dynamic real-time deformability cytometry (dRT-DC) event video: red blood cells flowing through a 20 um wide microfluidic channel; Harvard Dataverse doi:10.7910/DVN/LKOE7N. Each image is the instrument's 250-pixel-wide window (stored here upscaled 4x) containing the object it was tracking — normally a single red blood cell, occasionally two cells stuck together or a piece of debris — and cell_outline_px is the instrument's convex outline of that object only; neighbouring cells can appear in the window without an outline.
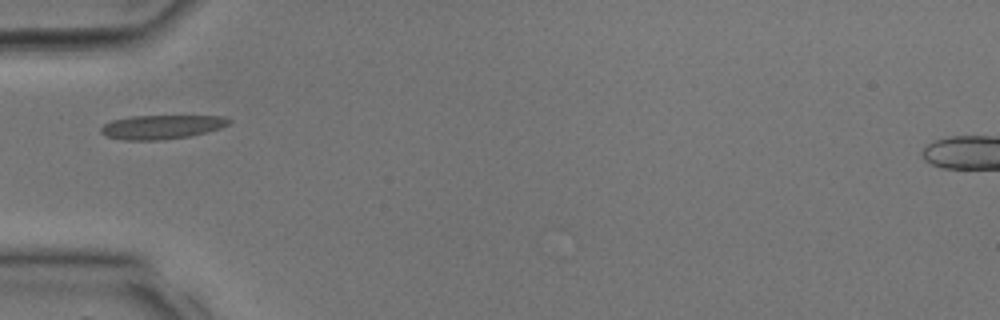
{"species": "common noctule bat (a hibernating species)", "species_latin": "Nyctalus noctula", "temperature_condition": "room temperature", "stored_images_in_passage": 15, "camera_frame_rate_fps": 3000, "um_per_image_px": 0.085, "animal": {"sex": "male", "body_mass_g": 17.9, "forearm_length_mm": 54.2}, "frame": {"image": 1, "passage_image": 1, "time_ms": 0.0, "image_size_px": [1000, 320], "cell_outline_px": [[232, 120], [228, 124], [220, 128], [208, 132], [192, 136], [160, 140], [124, 140], [108, 136], [100, 132], [100, 128], [104, 124], [112, 120], [132, 116], [224, 116]], "centroid_in_image_um": [13.76, 10.79], "position_along_channel_um": 71.2, "area_um2": 17.92}}
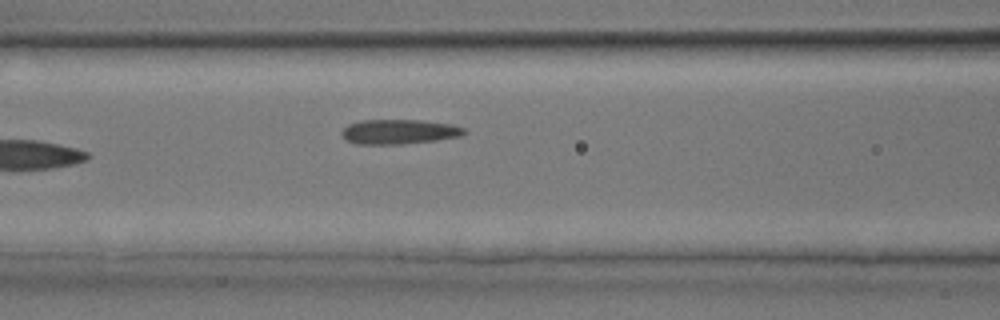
{"frame": {"image": 2, "passage_image": 4, "time_ms": 1.0, "image_size_px": [1000, 320], "cell_outline_px": [[468, 132], [460, 136], [436, 140], [400, 144], [356, 144], [344, 140], [340, 132], [348, 124], [360, 120], [420, 120], [452, 124], [464, 128]], "centroid_in_image_um": [33.89, 11.19], "position_along_channel_um": 132.7, "area_um2": 17.74}}